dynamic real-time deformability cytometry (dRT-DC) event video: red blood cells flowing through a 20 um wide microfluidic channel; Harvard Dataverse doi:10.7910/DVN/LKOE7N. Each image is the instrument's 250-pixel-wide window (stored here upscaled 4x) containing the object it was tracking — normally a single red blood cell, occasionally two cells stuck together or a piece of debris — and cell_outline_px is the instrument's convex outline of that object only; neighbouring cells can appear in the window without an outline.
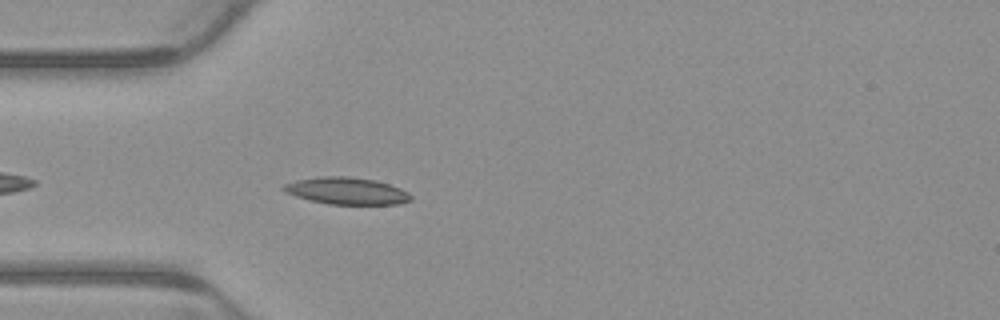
{"species": "common noctule bat (a hibernating species)", "species_latin": "Nyctalus noctula", "temperature_condition": "warm", "stored_images_in_passage": 4, "camera_frame_rate_fps": 3000, "um_per_image_px": 0.085, "animal": {"sex": "male", "body_mass_g": 23.1, "forearm_length_mm": 52.7}, "frame": {"image": 1, "passage_image": 4, "time_ms": 1.0, "image_size_px": [1000, 320], "cell_outline_px": [[412, 200], [396, 204], [328, 204], [296, 196], [284, 192], [280, 188], [284, 184], [296, 180], [324, 176], [344, 176], [376, 180], [400, 188], [408, 192], [412, 196]], "centroid_in_image_um": [29.46, 16.22], "position_along_channel_um": 55.5, "area_um2": 19.88}}